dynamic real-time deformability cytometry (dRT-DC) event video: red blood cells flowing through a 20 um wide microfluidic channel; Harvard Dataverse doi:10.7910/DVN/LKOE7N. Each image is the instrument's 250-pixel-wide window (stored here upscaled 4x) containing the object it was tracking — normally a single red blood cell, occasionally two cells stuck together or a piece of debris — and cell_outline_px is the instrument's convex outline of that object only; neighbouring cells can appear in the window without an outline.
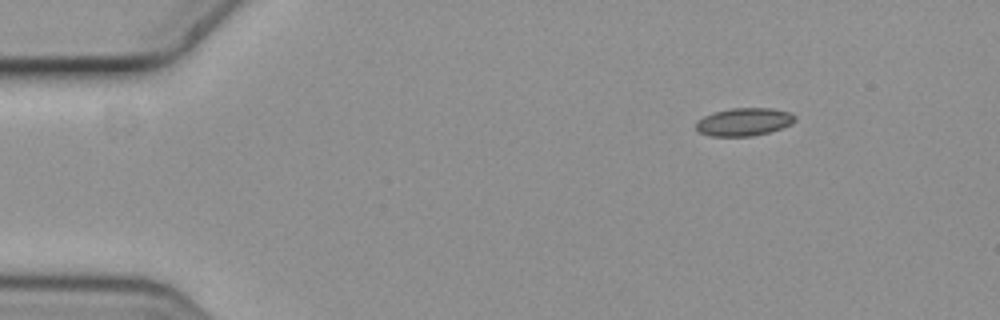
{"species": "common noctule bat (a hibernating species)", "species_latin": "Nyctalus noctula", "temperature_condition": "cold", "stored_images_in_passage": 4, "camera_frame_rate_fps": 3000, "um_per_image_px": 0.085, "animal": {"sex": "female", "body_mass_g": 19.3, "forearm_length_mm": 54.1}, "frame": {"image": 1, "passage_image": 1, "time_ms": 0.0, "image_size_px": [1000, 320], "cell_outline_px": [[796, 120], [792, 124], [768, 132], [752, 136], [712, 136], [700, 132], [696, 128], [696, 120], [704, 116], [716, 112], [732, 108], [772, 108], [792, 112], [796, 116]], "centroid_in_image_um": [63.27, 10.35], "position_along_channel_um": 21.7, "area_um2": 16.07}}
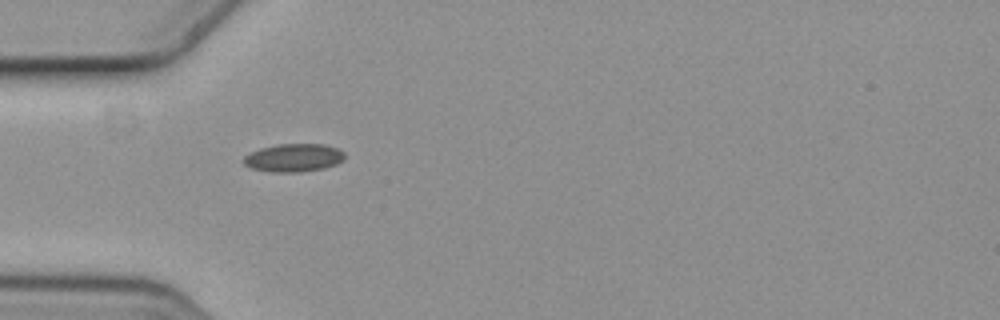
{"frame": {"image": 2, "passage_image": 3, "time_ms": 0.667, "image_size_px": [1000, 320], "cell_outline_px": [[344, 160], [336, 164], [324, 168], [300, 172], [272, 172], [252, 168], [244, 164], [240, 160], [244, 156], [260, 148], [276, 144], [324, 144], [336, 148], [344, 152]], "centroid_in_image_um": [24.94, 13.41], "position_along_channel_um": 60.1, "area_um2": 16.59}}
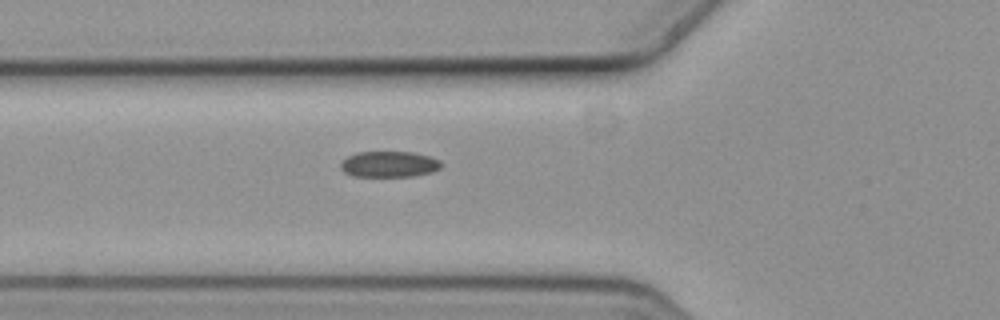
{"frame": {"image": 3, "passage_image": 4, "time_ms": 1.0, "image_size_px": [1000, 320], "cell_outline_px": [[444, 164], [440, 168], [432, 172], [412, 176], [352, 176], [344, 172], [340, 168], [340, 164], [348, 156], [356, 152], [412, 152], [432, 156], [440, 160]], "centroid_in_image_um": [33.11, 13.95], "position_along_channel_um": 92.7, "area_um2": 15.32}}